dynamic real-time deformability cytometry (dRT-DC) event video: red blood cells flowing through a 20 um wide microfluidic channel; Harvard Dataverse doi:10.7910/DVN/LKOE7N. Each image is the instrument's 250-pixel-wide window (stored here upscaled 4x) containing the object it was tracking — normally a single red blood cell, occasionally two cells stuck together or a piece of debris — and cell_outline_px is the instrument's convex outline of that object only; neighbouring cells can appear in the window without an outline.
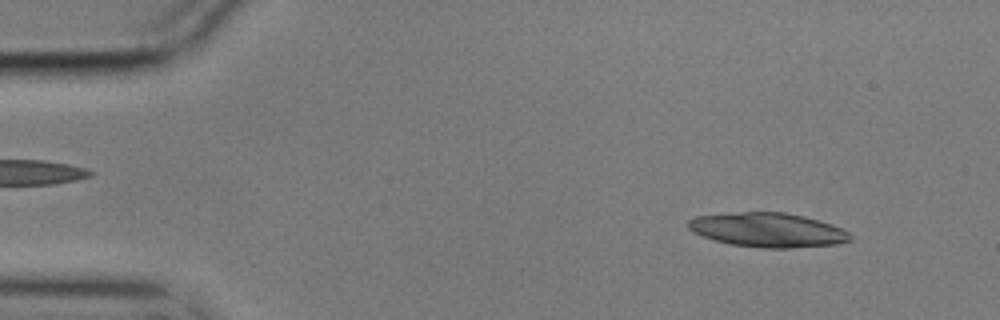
{"species": "common noctule bat (a hibernating species)", "species_latin": "Nyctalus noctula", "temperature_condition": "cold", "stored_images_in_passage": 42, "camera_frame_rate_fps": 3000, "um_per_image_px": 0.085, "animal": {"sex": "male", "body_mass_g": 17.9}, "frame": {"image": 1, "passage_image": 5, "time_ms": 1.333, "image_size_px": [1000, 320], "cell_outline_px": [[852, 240], [840, 244], [788, 248], [764, 248], [728, 244], [692, 232], [688, 228], [688, 220], [696, 216], [740, 212], [784, 212], [804, 216], [832, 224], [848, 232], [852, 236]], "centroid_in_image_um": [65.29, 19.55], "position_along_channel_um": 19.7, "area_um2": 32.37}}